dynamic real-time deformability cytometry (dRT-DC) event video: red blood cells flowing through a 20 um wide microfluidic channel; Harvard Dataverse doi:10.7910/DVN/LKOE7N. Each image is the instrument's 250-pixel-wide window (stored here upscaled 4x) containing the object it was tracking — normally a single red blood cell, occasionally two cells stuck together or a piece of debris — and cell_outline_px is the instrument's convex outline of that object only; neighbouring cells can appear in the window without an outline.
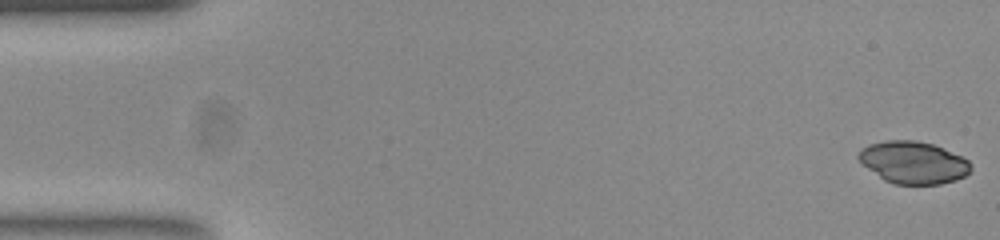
{"species": "common noctule bat (a hibernating species)", "species_latin": "Nyctalus noctula", "temperature_condition": "room temperature", "stored_images_in_passage": 53, "camera_frame_rate_fps": 3000, "um_per_image_px": 0.085, "animal": {"sex": "female", "body_mass_g": 23.0, "forearm_length_mm": 53.4}, "frame": {"image": 1, "passage_image": 1, "time_ms": 0.0, "image_size_px": [1000, 240], "cell_outline_px": [[972, 168], [964, 176], [956, 180], [940, 184], [892, 184], [884, 180], [868, 168], [856, 156], [860, 148], [868, 144], [884, 140], [916, 140], [932, 144], [944, 148], [968, 160], [972, 164]], "centroid_in_image_um": [77.62, 13.8], "position_along_channel_um": 7.4, "area_um2": 27.69}}
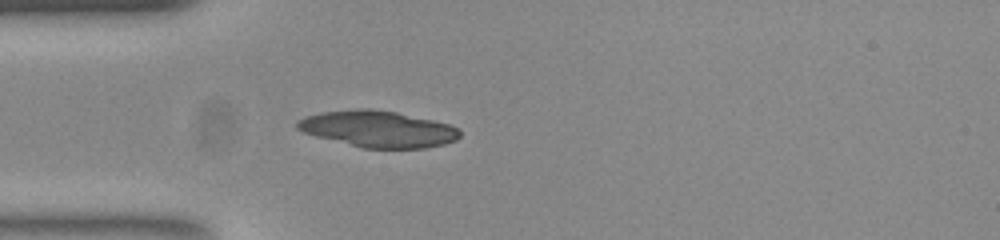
{"frame": {"image": 2, "passage_image": 15, "time_ms": 4.667, "image_size_px": [1000, 240], "cell_outline_px": [[460, 136], [456, 140], [444, 144], [424, 148], [364, 148], [316, 136], [304, 132], [296, 128], [296, 120], [304, 116], [324, 112], [356, 108], [372, 108], [396, 112], [432, 120], [448, 124], [460, 128]], "centroid_in_image_um": [32.13, 10.95], "position_along_channel_um": 52.9, "area_um2": 34.45}}
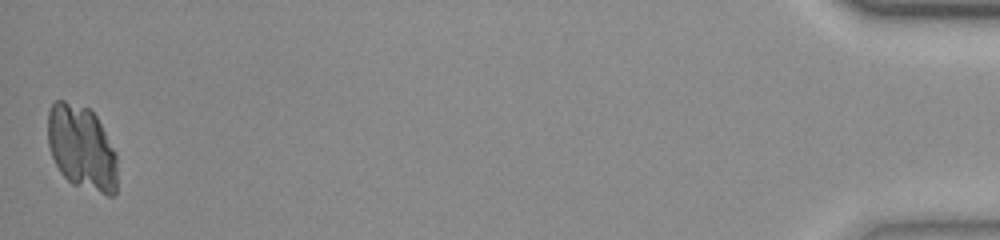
{"frame": {"image": 3, "passage_image": 53, "time_ms": 17.333, "image_size_px": [1000, 240], "cell_outline_px": [[116, 192], [112, 196], [108, 196], [72, 184], [60, 172], [52, 156], [48, 144], [48, 112], [52, 104], [56, 100], [64, 100], [88, 108], [96, 116], [116, 152]], "centroid_in_image_um": [6.94, 12.57], "position_along_channel_um": 428.3, "area_um2": 34.22}}